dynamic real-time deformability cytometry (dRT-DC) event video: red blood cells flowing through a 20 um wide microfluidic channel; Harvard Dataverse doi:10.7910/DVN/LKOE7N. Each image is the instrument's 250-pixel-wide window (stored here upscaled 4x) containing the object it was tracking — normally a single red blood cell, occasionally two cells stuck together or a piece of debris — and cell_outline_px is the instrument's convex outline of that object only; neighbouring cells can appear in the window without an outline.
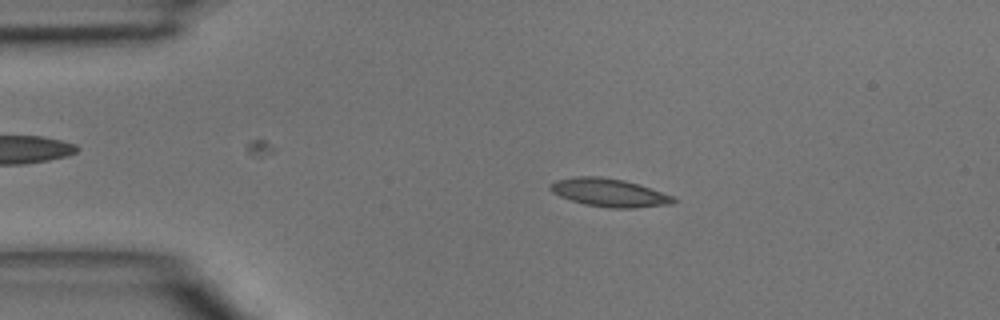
{"species": "common noctule bat (a hibernating species)", "species_latin": "Nyctalus noctula", "temperature_condition": "room temperature", "stored_images_in_passage": 45, "camera_frame_rate_fps": 3000, "um_per_image_px": 0.085, "animal": {"sex": "male", "body_mass_g": 15.6}, "frame": {"image": 1, "passage_image": 8, "time_ms": 2.333, "image_size_px": [1000, 320], "cell_outline_px": [[680, 200], [668, 204], [632, 208], [612, 208], [584, 204], [560, 196], [552, 192], [548, 188], [556, 180], [576, 176], [600, 176], [624, 180], [672, 196]], "centroid_in_image_um": [51.75, 16.37], "position_along_channel_um": 33.3, "area_um2": 19.83}}
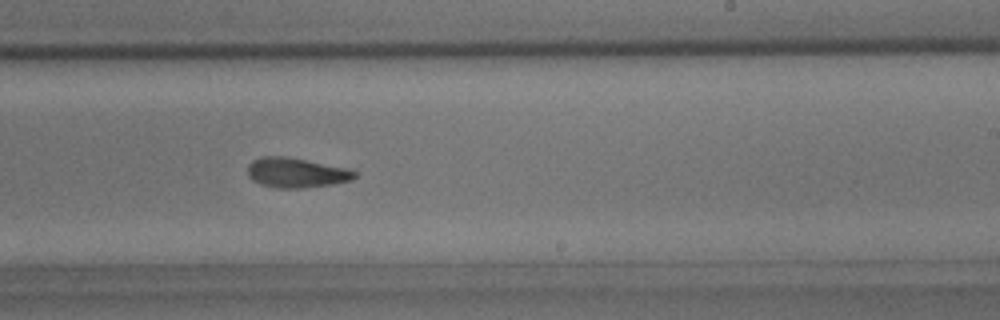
{"frame": {"image": 2, "passage_image": 27, "time_ms": 8.667, "image_size_px": [1000, 320], "cell_outline_px": [[356, 176], [352, 180], [332, 184], [300, 188], [276, 188], [260, 184], [252, 180], [248, 176], [248, 164], [252, 160], [264, 156], [284, 156], [348, 168], [356, 172]], "centroid_in_image_um": [25.16, 14.68], "position_along_channel_um": 263.8, "area_um2": 18.55}}
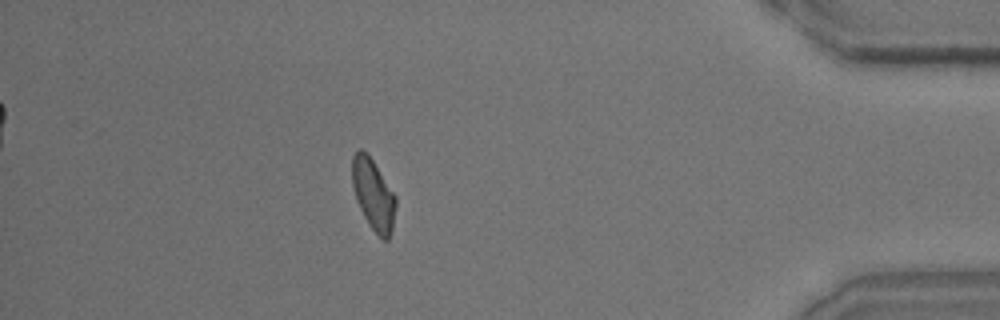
{"frame": {"image": 3, "passage_image": 40, "time_ms": 13.0, "image_size_px": [1000, 320], "cell_outline_px": [[396, 204], [392, 228], [388, 240], [384, 240], [368, 224], [356, 200], [352, 184], [352, 156], [356, 148], [360, 148], [368, 152], [396, 196]], "centroid_in_image_um": [31.71, 16.46], "position_along_channel_um": 403.5, "area_um2": 18.15}}